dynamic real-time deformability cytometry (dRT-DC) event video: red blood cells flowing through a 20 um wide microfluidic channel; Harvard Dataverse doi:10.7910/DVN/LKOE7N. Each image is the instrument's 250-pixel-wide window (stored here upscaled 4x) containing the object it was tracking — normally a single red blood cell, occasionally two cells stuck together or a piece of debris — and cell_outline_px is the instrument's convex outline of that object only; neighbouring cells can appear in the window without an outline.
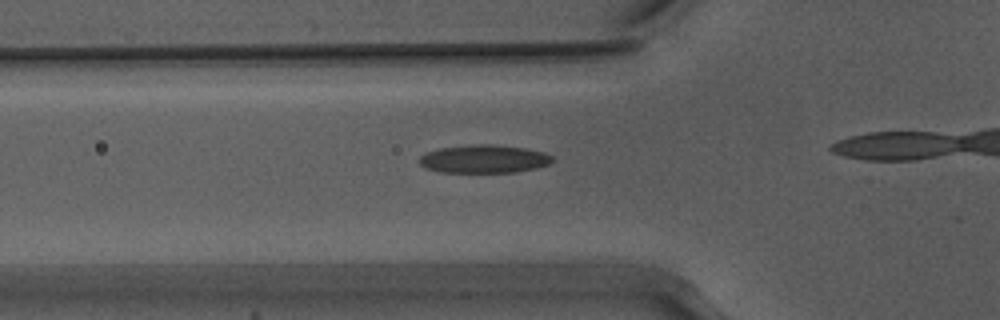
{"species": "Egyptian fruit bat (a non-hibernating species)", "species_latin": "Rousettus aegyptiacus", "temperature_condition": "warm", "stored_images_in_passage": 25, "camera_frame_rate_fps": 3000, "um_per_image_px": 0.085, "animal": {"sex": "male"}, "frame": {"image": 1, "passage_image": 2, "time_ms": 0.333, "image_size_px": [1000, 320], "cell_outline_px": [[556, 160], [548, 164], [536, 168], [516, 172], [440, 172], [428, 168], [420, 164], [420, 156], [424, 152], [440, 148], [472, 144], [492, 144], [524, 148], [544, 152], [552, 156]], "centroid_in_image_um": [41.15, 13.5], "position_along_channel_um": 84.6, "area_um2": 21.85}}
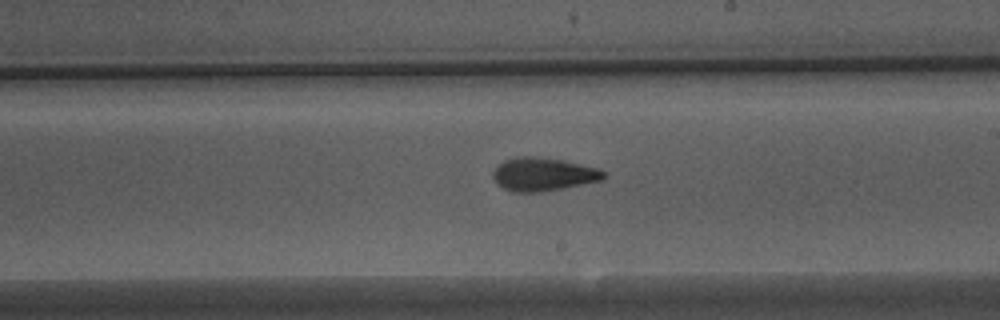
{"frame": {"image": 2, "passage_image": 14, "time_ms": 4.333, "image_size_px": [1000, 320], "cell_outline_px": [[604, 180], [564, 188], [540, 192], [512, 192], [496, 184], [492, 176], [492, 172], [504, 160], [524, 156], [532, 156], [560, 160], [600, 168], [604, 172]], "centroid_in_image_um": [46.17, 14.83], "position_along_channel_um": 242.8, "area_um2": 21.39}}
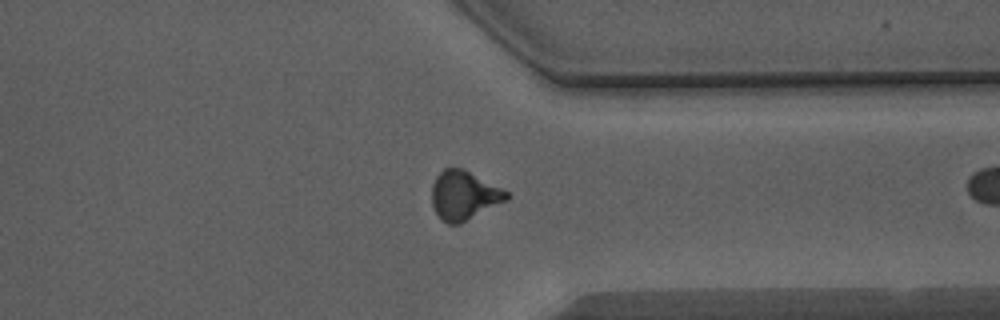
{"frame": {"image": 3, "passage_image": 24, "time_ms": 7.667, "image_size_px": [1000, 320], "cell_outline_px": [[512, 196], [508, 200], [460, 224], [448, 224], [440, 220], [432, 204], [432, 184], [436, 176], [444, 168], [464, 168], [508, 192]], "centroid_in_image_um": [39.44, 16.62], "position_along_channel_um": 372.0, "area_um2": 21.5}}